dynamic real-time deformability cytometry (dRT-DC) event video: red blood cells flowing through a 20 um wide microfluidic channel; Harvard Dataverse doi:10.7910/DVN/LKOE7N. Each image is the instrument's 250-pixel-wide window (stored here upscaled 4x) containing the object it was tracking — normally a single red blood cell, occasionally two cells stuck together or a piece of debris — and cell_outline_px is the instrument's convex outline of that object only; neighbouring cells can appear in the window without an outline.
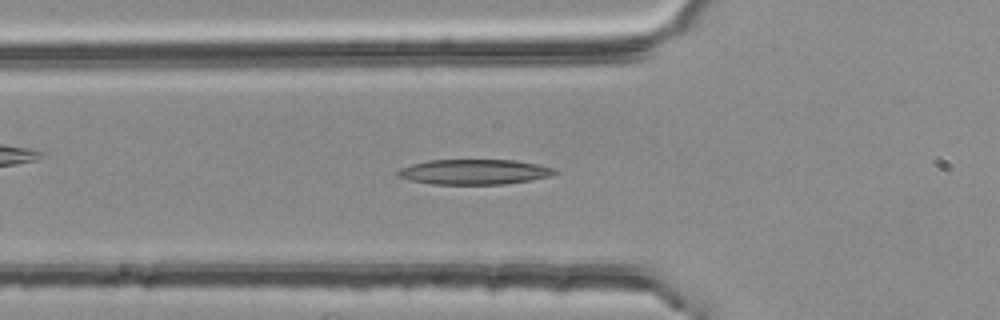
{"species": "common noctule bat (a hibernating species)", "species_latin": "Nyctalus noctula", "temperature_condition": "room temperature", "stored_images_in_passage": 43, "camera_frame_rate_fps": 3000, "um_per_image_px": 0.085, "animal": {"sex": "female", "body_mass_g": 25.1}, "frame": {"image": 1, "passage_image": 6, "time_ms": 1.667, "image_size_px": [1000, 320], "cell_outline_px": [[560, 172], [548, 176], [532, 180], [504, 184], [432, 184], [412, 180], [396, 176], [396, 172], [400, 168], [412, 164], [428, 160], [516, 160], [556, 168]], "centroid_in_image_um": [40.33, 14.61], "position_along_channel_um": 85.5, "area_um2": 23.0}}
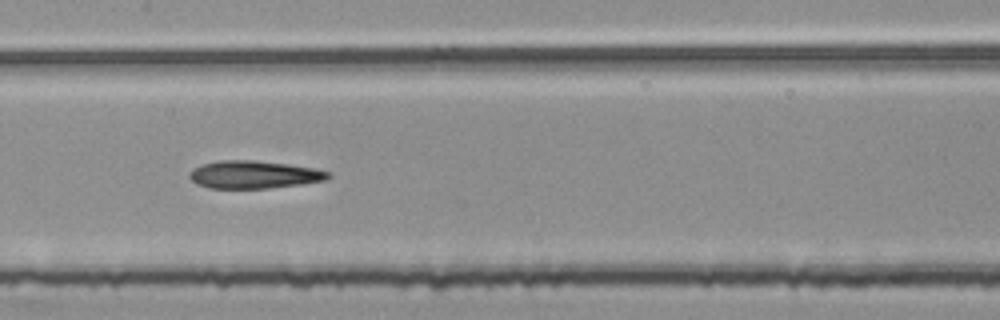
{"frame": {"image": 2, "passage_image": 14, "time_ms": 4.333, "image_size_px": [1000, 320], "cell_outline_px": [[332, 176], [328, 180], [300, 184], [268, 188], [208, 188], [196, 184], [188, 176], [188, 172], [192, 168], [204, 164], [220, 160], [256, 160], [288, 164], [312, 168], [328, 172]], "centroid_in_image_um": [21.55, 14.84], "position_along_channel_um": 185.8, "area_um2": 22.43}}
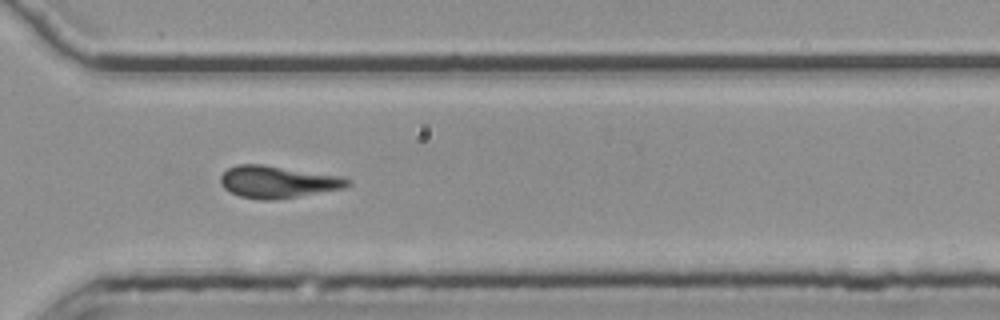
{"frame": {"image": 3, "passage_image": 27, "time_ms": 8.667, "image_size_px": [1000, 320], "cell_outline_px": [[352, 184], [344, 188], [272, 200], [260, 200], [240, 196], [228, 192], [220, 184], [220, 176], [228, 168], [236, 164], [264, 164], [344, 176], [352, 180]], "centroid_in_image_um": [23.61, 15.44], "position_along_channel_um": 347.0, "area_um2": 24.04}, "authors_computed_cell_mechanics": {"area_um2": 23.409, "velocity_mm_per_s": 3.735, "shape_relaxation_time_tau1_ms": null, "shape_relaxation_time_tau2_ms": 4.6132, "deformation_change_tau1": null, "deformation_change_tau2": 0.1591}}